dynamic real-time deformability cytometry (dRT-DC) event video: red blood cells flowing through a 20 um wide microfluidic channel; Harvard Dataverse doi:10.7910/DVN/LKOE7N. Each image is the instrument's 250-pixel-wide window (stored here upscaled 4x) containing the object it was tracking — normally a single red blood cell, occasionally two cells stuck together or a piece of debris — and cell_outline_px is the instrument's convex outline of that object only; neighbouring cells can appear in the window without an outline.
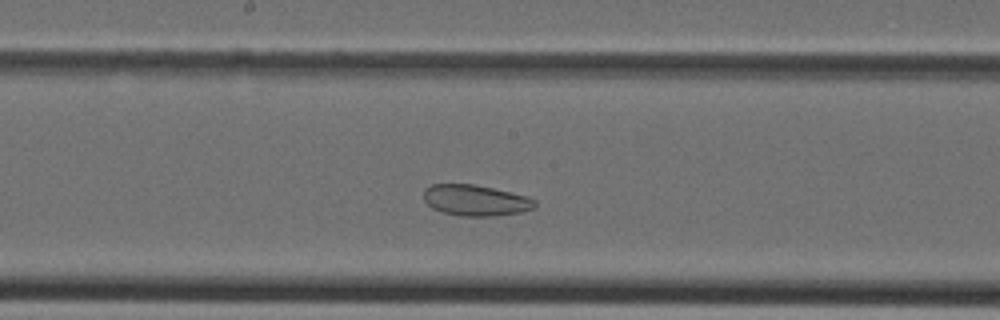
{"species": "Egyptian fruit bat (a non-hibernating species)", "species_latin": "Rousettus aegyptiacus", "temperature_condition": "cold", "stored_images_in_passage": 25, "camera_frame_rate_fps": 3000, "um_per_image_px": 0.085, "animal": {"sex": "female"}, "frame": {"image": 1, "passage_image": 9, "time_ms": 2.667, "image_size_px": [1000, 320], "cell_outline_px": [[536, 204], [532, 208], [524, 212], [496, 216], [460, 216], [444, 212], [432, 208], [424, 200], [424, 188], [432, 184], [472, 184], [492, 188], [528, 196], [536, 200]], "centroid_in_image_um": [40.43, 17.03], "position_along_channel_um": 207.8, "area_um2": 20.11}}
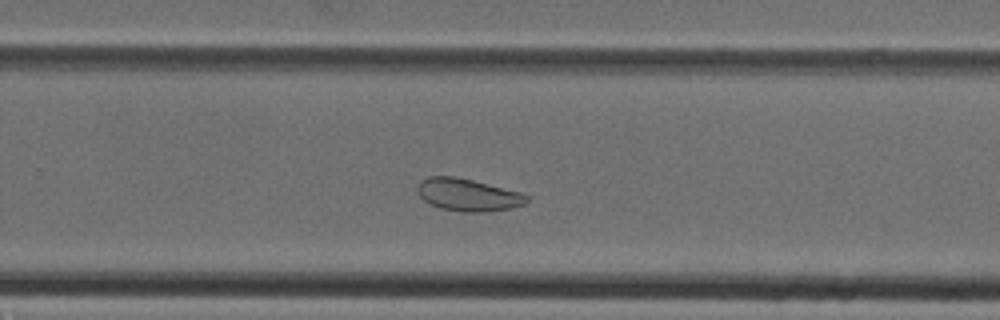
{"frame": {"image": 2, "passage_image": 14, "time_ms": 4.333, "image_size_px": [1000, 320], "cell_outline_px": [[528, 200], [524, 204], [512, 208], [484, 212], [464, 212], [440, 208], [428, 204], [416, 192], [416, 188], [420, 180], [428, 176], [456, 176], [520, 192], [528, 196]], "centroid_in_image_um": [39.72, 16.56], "position_along_channel_um": 290.1, "area_um2": 20.75}}
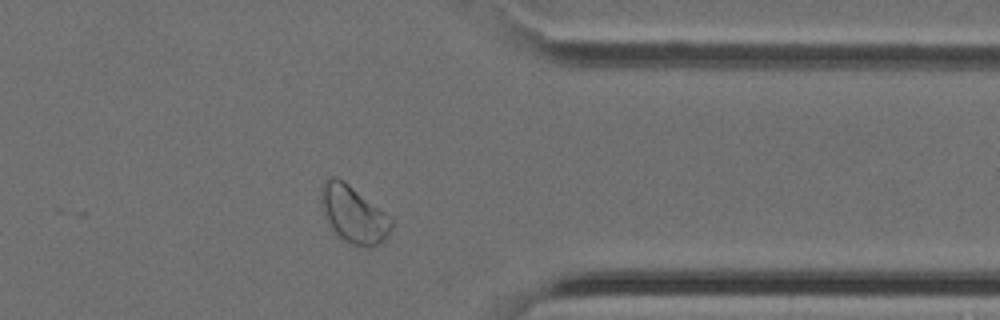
{"frame": {"image": 3, "passage_image": 20, "time_ms": 6.333, "image_size_px": [1000, 320], "cell_outline_px": [[392, 228], [388, 236], [380, 244], [372, 248], [368, 248], [352, 244], [336, 236], [324, 216], [320, 200], [320, 188], [324, 180], [328, 176], [336, 176], [344, 180], [392, 216]], "centroid_in_image_um": [30.05, 18.2], "position_along_channel_um": 381.3, "area_um2": 24.16}}